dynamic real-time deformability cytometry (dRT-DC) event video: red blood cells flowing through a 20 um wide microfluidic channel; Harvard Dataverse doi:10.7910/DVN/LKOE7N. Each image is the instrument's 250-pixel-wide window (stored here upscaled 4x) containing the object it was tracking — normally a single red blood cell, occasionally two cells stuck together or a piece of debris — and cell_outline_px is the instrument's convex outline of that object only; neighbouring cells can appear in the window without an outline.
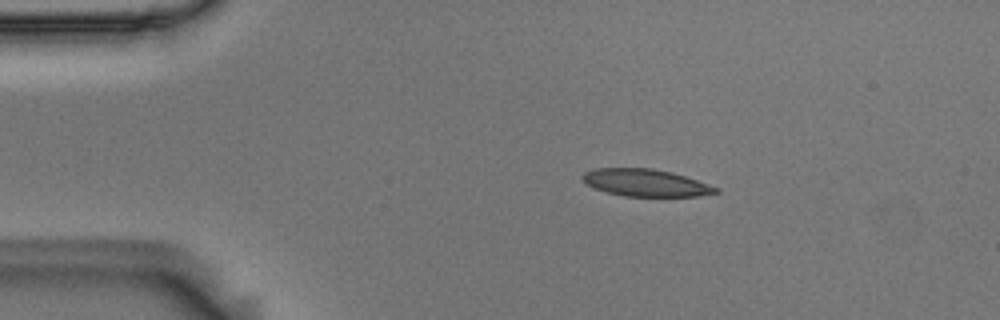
{"species": "Egyptian fruit bat (a non-hibernating species)", "species_latin": "Rousettus aegyptiacus", "temperature_condition": "room temperature", "stored_images_in_passage": 6, "camera_frame_rate_fps": 3000, "um_per_image_px": 0.085, "animal": {"sex": "male"}, "frame": {"image": 1, "passage_image": 1, "time_ms": 0.0, "image_size_px": [1000, 320], "cell_outline_px": [[720, 192], [696, 196], [624, 196], [608, 192], [596, 188], [580, 180], [580, 176], [584, 172], [596, 168], [652, 168], [672, 172], [720, 188]], "centroid_in_image_um": [54.86, 15.52], "position_along_channel_um": 30.1, "area_um2": 21.04}}
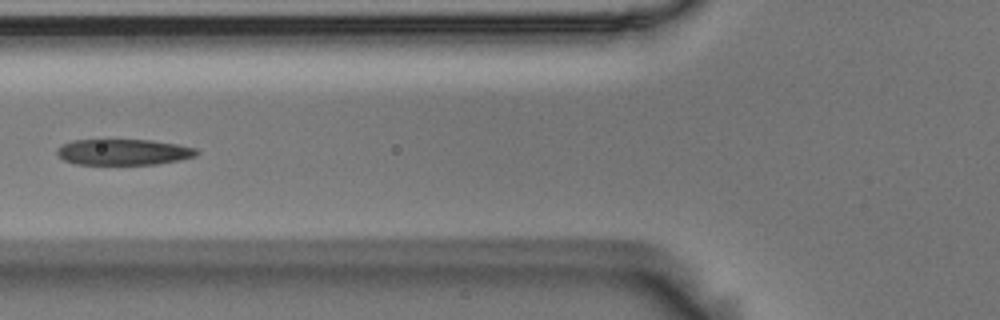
{"frame": {"image": 2, "passage_image": 4, "time_ms": 1.0, "image_size_px": [1000, 320], "cell_outline_px": [[200, 152], [196, 156], [156, 164], [76, 164], [64, 160], [56, 152], [56, 148], [72, 140], [104, 136], [152, 140], [176, 144], [196, 148]], "centroid_in_image_um": [10.43, 12.86], "position_along_channel_um": 115.4, "area_um2": 22.08}}
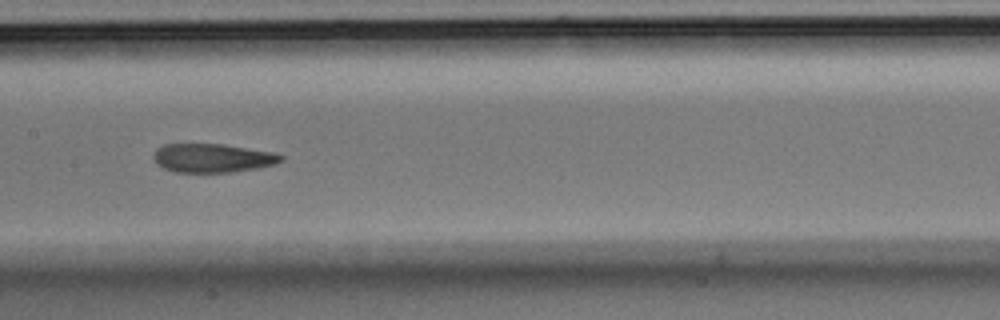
{"frame": {"image": 3, "passage_image": 6, "time_ms": 1.667, "image_size_px": [1000, 320], "cell_outline_px": [[284, 160], [276, 164], [260, 168], [228, 172], [172, 172], [164, 168], [152, 156], [156, 148], [164, 144], [224, 144], [276, 152], [284, 156]], "centroid_in_image_um": [18.13, 13.42], "position_along_channel_um": 189.3, "area_um2": 21.56}}